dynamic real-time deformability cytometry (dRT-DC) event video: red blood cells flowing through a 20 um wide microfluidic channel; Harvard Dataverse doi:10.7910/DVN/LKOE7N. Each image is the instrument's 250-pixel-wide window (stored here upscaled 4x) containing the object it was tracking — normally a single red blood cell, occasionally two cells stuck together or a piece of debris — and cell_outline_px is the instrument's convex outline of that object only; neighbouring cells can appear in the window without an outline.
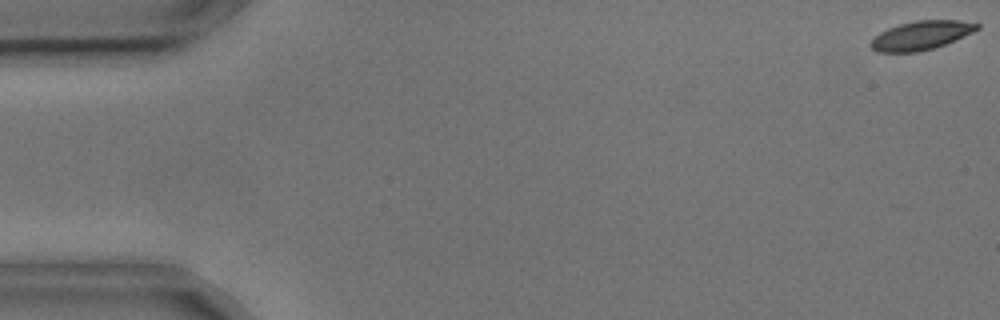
{"species": "common noctule bat (a hibernating species)", "species_latin": "Nyctalus noctula", "temperature_condition": "cold", "stored_images_in_passage": 10, "camera_frame_rate_fps": 3000, "um_per_image_px": 0.085, "animal": {"sex": "male", "body_mass_g": 17.9, "forearm_length_mm": 54.2}, "frame": {"image": 1, "passage_image": 1, "time_ms": 0.0, "image_size_px": [1000, 320], "cell_outline_px": [[980, 28], [964, 36], [944, 44], [920, 52], [876, 52], [868, 44], [880, 32], [888, 28], [900, 24], [916, 20], [960, 20], [980, 24]], "centroid_in_image_um": [78.28, 3.0], "position_along_channel_um": 6.7, "area_um2": 17.74}}